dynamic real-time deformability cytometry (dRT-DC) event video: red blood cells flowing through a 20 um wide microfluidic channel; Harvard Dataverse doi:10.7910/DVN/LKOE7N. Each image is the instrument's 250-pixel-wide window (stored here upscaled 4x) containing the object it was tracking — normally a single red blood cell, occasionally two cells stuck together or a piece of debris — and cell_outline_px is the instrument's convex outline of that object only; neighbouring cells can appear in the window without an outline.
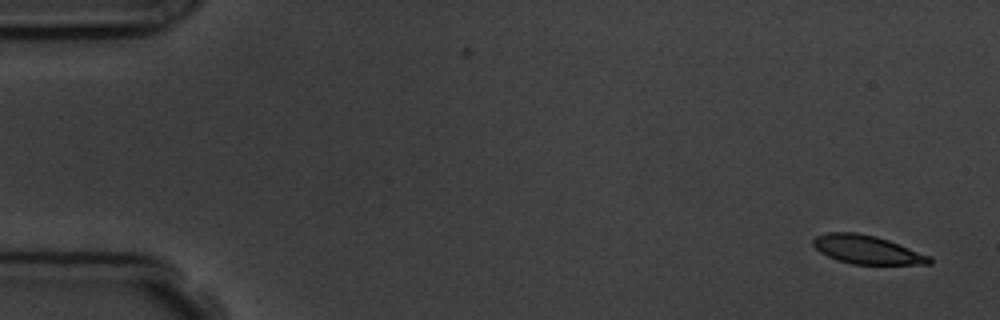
{"species": "common noctule bat (a hibernating species)", "species_latin": "Nyctalus noctula", "temperature_condition": "room temperature", "stored_images_in_passage": 6, "camera_frame_rate_fps": 3000, "um_per_image_px": 0.085, "animal": {"sex": "male", "body_mass_g": 19.5, "forearm_length_mm": 54.6}, "frame": {"image": 1, "passage_image": 1, "time_ms": 0.0, "image_size_px": [1000, 320], "cell_outline_px": [[932, 264], [852, 264], [836, 260], [820, 252], [812, 244], [812, 240], [816, 236], [828, 232], [856, 232], [876, 236], [888, 240], [932, 256]], "centroid_in_image_um": [73.7, 21.22], "position_along_channel_um": 11.3, "area_um2": 19.42}}
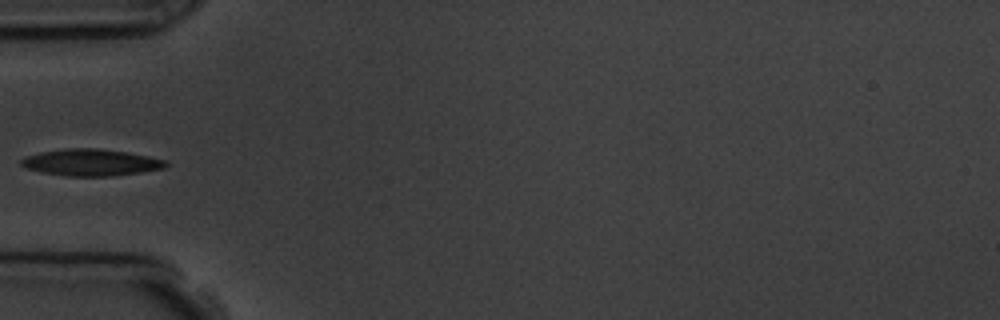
{"frame": {"image": 2, "passage_image": 5, "time_ms": 5.333, "image_size_px": [1000, 320], "cell_outline_px": [[168, 164], [164, 168], [140, 172], [112, 176], [64, 176], [44, 172], [28, 168], [20, 164], [20, 160], [24, 156], [40, 152], [64, 148], [96, 148], [124, 152], [148, 156], [168, 160]], "centroid_in_image_um": [7.73, 13.8], "position_along_channel_um": 77.3, "area_um2": 22.43}}